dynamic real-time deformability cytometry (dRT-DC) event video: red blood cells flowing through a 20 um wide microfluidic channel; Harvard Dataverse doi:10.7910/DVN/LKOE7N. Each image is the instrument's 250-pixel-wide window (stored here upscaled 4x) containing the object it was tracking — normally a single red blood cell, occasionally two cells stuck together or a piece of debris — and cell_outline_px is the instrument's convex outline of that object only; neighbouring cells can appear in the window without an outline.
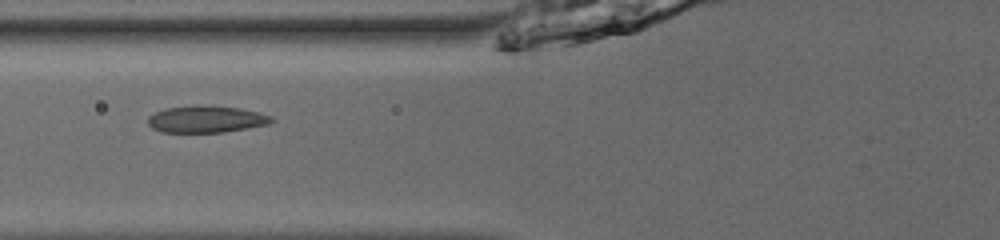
{"species": "common noctule bat (a hibernating species)", "species_latin": "Nyctalus noctula", "temperature_condition": "room temperature", "stored_images_in_passage": 36, "camera_frame_rate_fps": 3000, "um_per_image_px": 0.085, "animal": {"sex": "male", "body_mass_g": 13.0, "forearm_length_mm": 53.1}, "frame": {"image": 1, "passage_image": 5, "time_ms": 1.333, "image_size_px": [1000, 240], "cell_outline_px": [[276, 120], [268, 124], [248, 128], [224, 132], [160, 132], [152, 128], [148, 124], [148, 116], [156, 112], [168, 108], [240, 108], [260, 112], [272, 116]], "centroid_in_image_um": [17.58, 10.18], "position_along_channel_um": 108.2, "area_um2": 18.5}}
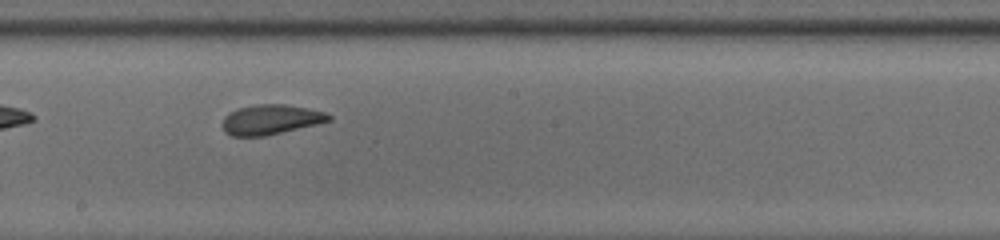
{"frame": {"image": 2, "passage_image": 14, "time_ms": 4.333, "image_size_px": [1000, 240], "cell_outline_px": [[332, 120], [316, 124], [264, 136], [232, 136], [224, 132], [224, 116], [228, 112], [236, 108], [256, 104], [284, 104], [324, 112], [332, 116]], "centroid_in_image_um": [22.98, 10.16], "position_along_channel_um": 225.2, "area_um2": 18.32}}
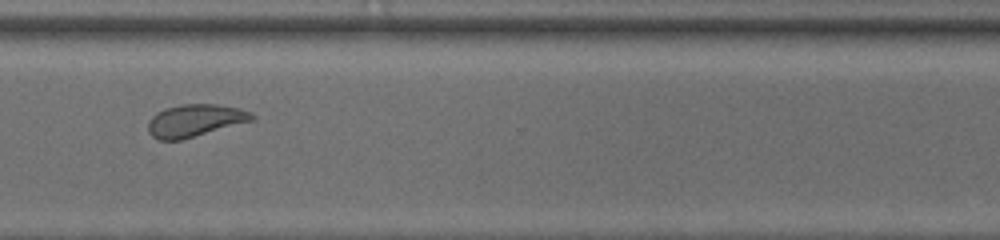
{"frame": {"image": 3, "passage_image": 24, "time_ms": 7.667, "image_size_px": [1000, 240], "cell_outline_px": [[256, 116], [252, 120], [180, 140], [160, 140], [152, 136], [148, 132], [148, 120], [156, 112], [164, 108], [180, 104], [216, 104], [240, 108], [252, 112]], "centroid_in_image_um": [16.54, 10.22], "position_along_channel_um": 354.1, "area_um2": 19.54}}